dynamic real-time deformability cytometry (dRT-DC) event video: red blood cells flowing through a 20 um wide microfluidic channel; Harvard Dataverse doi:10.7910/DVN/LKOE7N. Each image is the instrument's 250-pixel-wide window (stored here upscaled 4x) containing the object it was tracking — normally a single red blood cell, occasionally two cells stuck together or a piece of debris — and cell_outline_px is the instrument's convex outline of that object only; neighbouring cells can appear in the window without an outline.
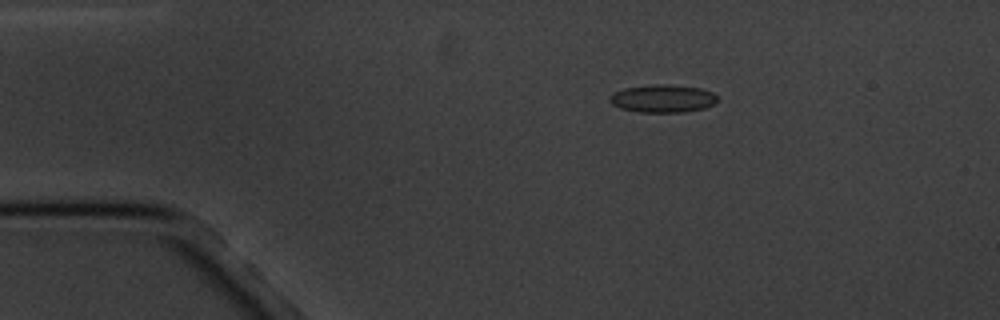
{"species": "common noctule bat (a hibernating species)", "species_latin": "Nyctalus noctula", "temperature_condition": "cold", "stored_images_in_passage": 6, "camera_frame_rate_fps": 3000, "um_per_image_px": 0.085, "animal": {"sex": "male", "body_mass_g": 20.1, "forearm_length_mm": 53.5}, "frame": {"image": 1, "passage_image": 2, "time_ms": 1.0, "image_size_px": [1000, 320], "cell_outline_px": [[716, 100], [712, 104], [704, 108], [684, 112], [640, 112], [620, 108], [612, 104], [608, 100], [608, 96], [612, 92], [624, 88], [656, 84], [668, 84], [700, 88], [712, 92], [716, 96]], "centroid_in_image_um": [56.27, 8.37], "position_along_channel_um": 28.7, "area_um2": 17.46}}
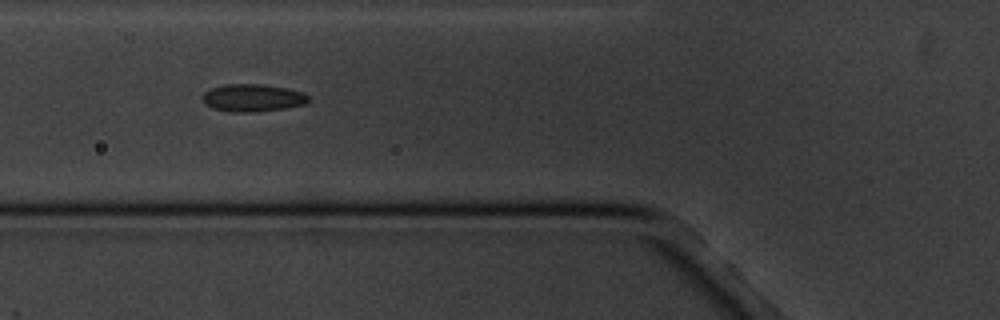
{"frame": {"image": 2, "passage_image": 5, "time_ms": 4.667, "image_size_px": [1000, 320], "cell_outline_px": [[308, 100], [304, 104], [288, 108], [256, 112], [228, 112], [212, 108], [204, 104], [204, 92], [212, 88], [224, 84], [260, 84], [288, 88], [304, 92], [308, 96]], "centroid_in_image_um": [21.49, 8.32], "position_along_channel_um": 104.3, "area_um2": 17.11}}
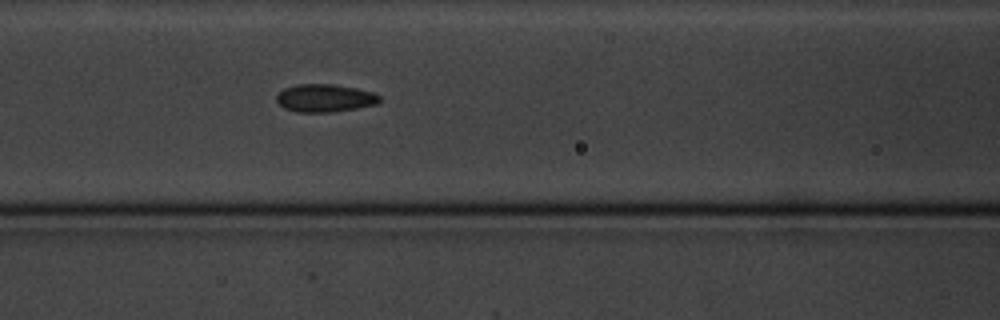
{"frame": {"image": 3, "passage_image": 6, "time_ms": 5.667, "image_size_px": [1000, 320], "cell_outline_px": [[380, 100], [376, 104], [356, 108], [332, 112], [296, 112], [284, 108], [276, 100], [276, 96], [284, 88], [296, 84], [332, 84], [356, 88], [372, 92], [380, 96]], "centroid_in_image_um": [27.59, 8.33], "position_along_channel_um": 139.0, "area_um2": 16.65}}